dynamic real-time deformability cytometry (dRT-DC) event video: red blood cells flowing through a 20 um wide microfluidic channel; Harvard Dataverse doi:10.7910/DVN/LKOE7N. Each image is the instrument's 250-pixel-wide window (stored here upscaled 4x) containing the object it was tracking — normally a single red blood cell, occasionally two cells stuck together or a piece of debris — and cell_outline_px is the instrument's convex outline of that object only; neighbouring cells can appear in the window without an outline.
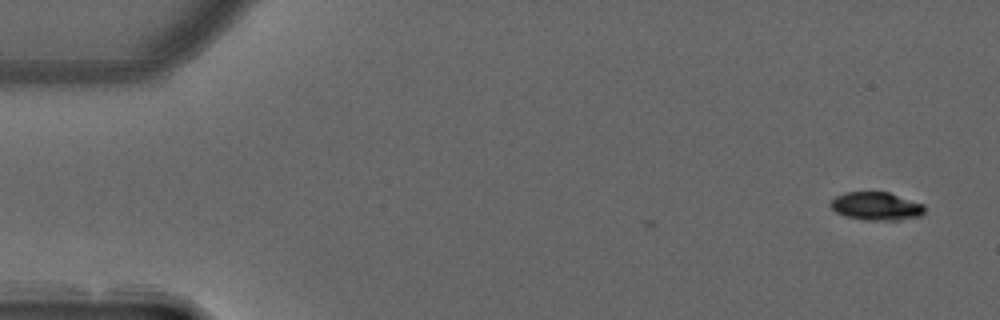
{"species": "common noctule bat (a hibernating species)", "species_latin": "Nyctalus noctula", "temperature_condition": "warm", "stored_images_in_passage": 7, "camera_frame_rate_fps": 3000, "um_per_image_px": 0.085, "animal": {"sex": "male", "forearm_length_mm": 52.5}, "frame": {"image": 1, "passage_image": 1, "time_ms": 0.0, "image_size_px": [1000, 320], "cell_outline_px": [[924, 216], [900, 220], [864, 220], [844, 216], [836, 212], [828, 204], [836, 196], [844, 192], [888, 192], [924, 204]], "centroid_in_image_um": [74.49, 17.53], "position_along_channel_um": 10.5, "area_um2": 15.61}}